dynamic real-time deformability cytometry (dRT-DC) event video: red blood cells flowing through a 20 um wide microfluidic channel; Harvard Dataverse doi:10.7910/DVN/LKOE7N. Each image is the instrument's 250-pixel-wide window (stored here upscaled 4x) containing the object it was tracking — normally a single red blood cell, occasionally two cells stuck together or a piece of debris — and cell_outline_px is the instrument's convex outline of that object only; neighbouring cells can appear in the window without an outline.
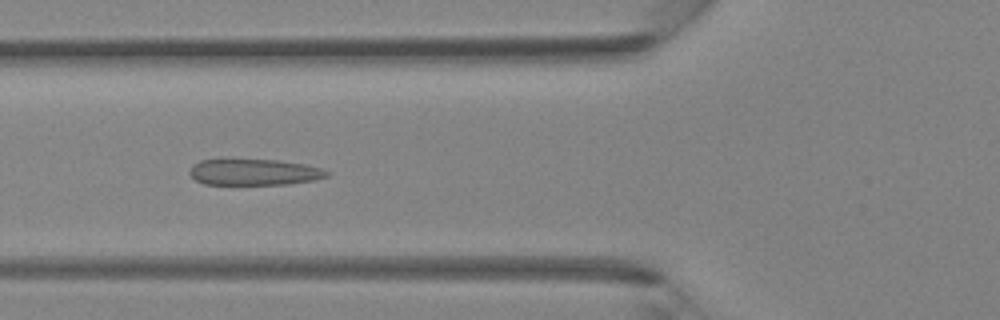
{"species": "Egyptian fruit bat (a non-hibernating species)", "species_latin": "Rousettus aegyptiacus", "temperature_condition": "room temperature", "stored_images_in_passage": 20, "camera_frame_rate_fps": 3000, "um_per_image_px": 0.085, "animal": {"sex": "female"}, "frame": {"image": 1, "passage_image": 5, "time_ms": 1.333, "image_size_px": [1000, 320], "cell_outline_px": [[328, 176], [316, 180], [288, 184], [204, 184], [196, 180], [188, 172], [192, 164], [200, 160], [224, 156], [280, 160], [304, 164], [320, 168], [328, 172]], "centroid_in_image_um": [21.51, 14.57], "position_along_channel_um": 104.3, "area_um2": 21.96}}
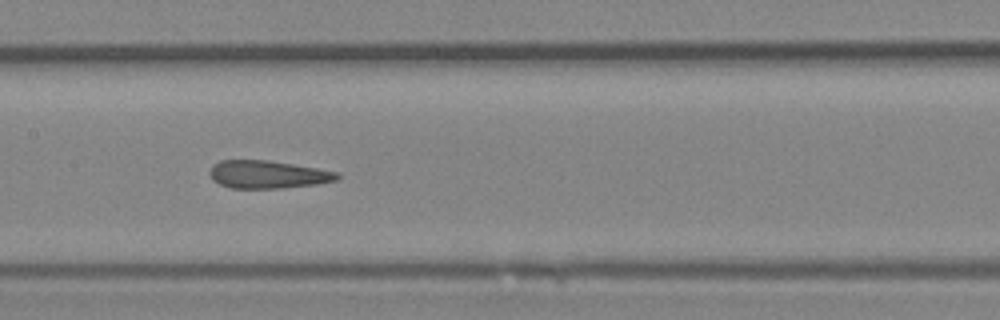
{"frame": {"image": 2, "passage_image": 10, "time_ms": 3.0, "image_size_px": [1000, 320], "cell_outline_px": [[340, 180], [316, 184], [284, 188], [232, 188], [220, 184], [212, 180], [208, 172], [220, 160], [268, 160], [340, 172]], "centroid_in_image_um": [22.8, 14.83], "position_along_channel_um": 184.6, "area_um2": 20.69}}
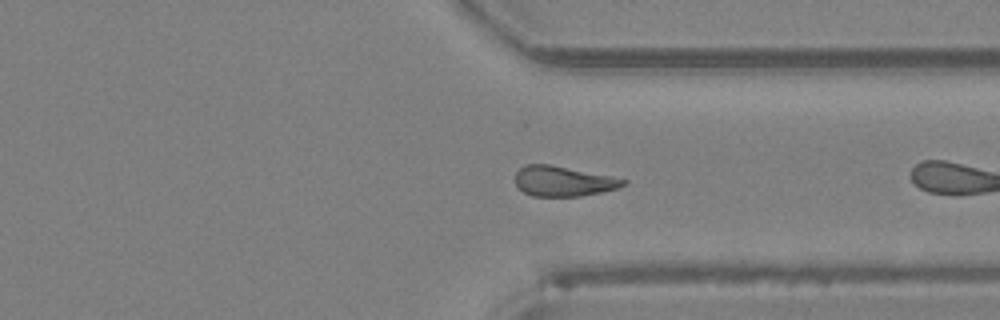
{"frame": {"image": 3, "passage_image": 19, "time_ms": 6.0, "image_size_px": [1000, 320], "cell_outline_px": [[628, 180], [624, 184], [616, 188], [600, 192], [580, 196], [532, 196], [524, 192], [516, 184], [516, 172], [524, 164], [548, 164], [612, 176]], "centroid_in_image_um": [47.85, 15.39], "position_along_channel_um": 363.6, "area_um2": 18.73}}